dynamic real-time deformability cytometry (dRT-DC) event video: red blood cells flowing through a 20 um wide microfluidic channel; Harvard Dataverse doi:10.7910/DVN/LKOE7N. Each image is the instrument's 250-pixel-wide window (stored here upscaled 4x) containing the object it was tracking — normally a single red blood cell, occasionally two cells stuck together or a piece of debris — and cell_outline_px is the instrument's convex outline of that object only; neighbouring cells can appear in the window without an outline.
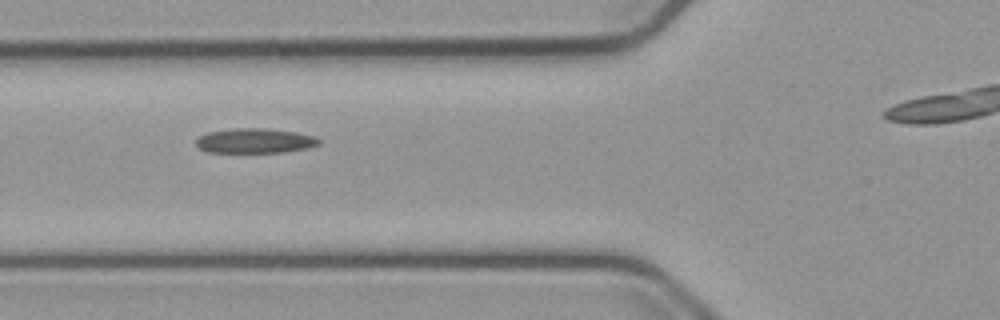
{"species": "common noctule bat (a hibernating species)", "species_latin": "Nyctalus noctula", "temperature_condition": "cold", "stored_images_in_passage": 26, "camera_frame_rate_fps": 3000, "um_per_image_px": 0.085, "animal": {"sex": "male", "body_mass_g": 23.1, "forearm_length_mm": 52.7}, "frame": {"image": 1, "passage_image": 3, "time_ms": 0.667, "image_size_px": [1000, 320], "cell_outline_px": [[320, 144], [308, 148], [284, 152], [208, 152], [200, 148], [196, 144], [196, 140], [200, 136], [208, 132], [236, 128], [264, 128], [296, 132], [312, 136], [320, 140]], "centroid_in_image_um": [21.67, 11.96], "position_along_channel_um": 104.1, "area_um2": 17.57}}
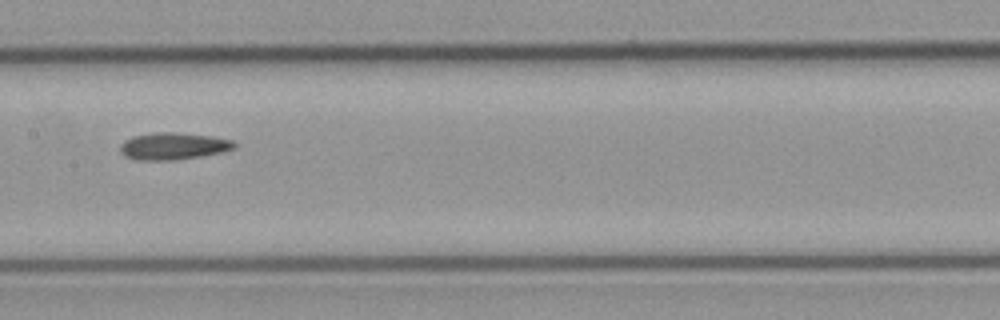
{"frame": {"image": 2, "passage_image": 10, "time_ms": 3.0, "image_size_px": [1000, 320], "cell_outline_px": [[236, 148], [220, 152], [200, 156], [176, 160], [136, 160], [124, 156], [120, 152], [120, 144], [124, 140], [132, 136], [156, 132], [172, 132], [212, 136], [232, 140], [236, 144]], "centroid_in_image_um": [14.69, 12.42], "position_along_channel_um": 192.7, "area_um2": 18.03}}
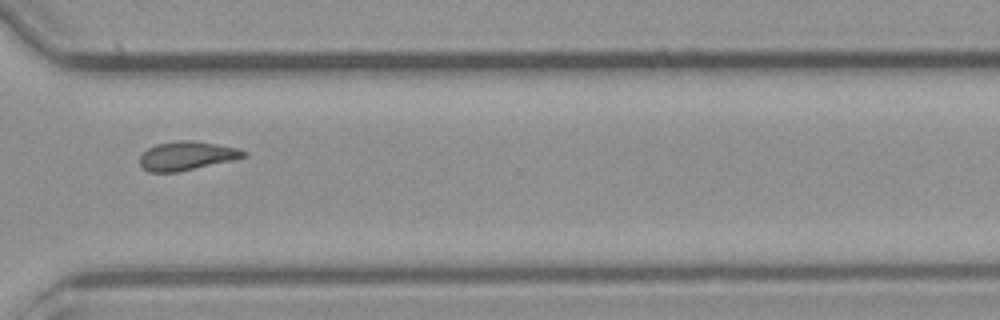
{"frame": {"image": 3, "passage_image": 23, "time_ms": 7.333, "image_size_px": [1000, 320], "cell_outline_px": [[248, 156], [232, 160], [176, 172], [148, 172], [140, 164], [140, 156], [148, 148], [156, 144], [180, 140], [192, 140], [216, 144], [236, 148], [248, 152]], "centroid_in_image_um": [15.87, 13.24], "position_along_channel_um": 354.7, "area_um2": 17.22}}